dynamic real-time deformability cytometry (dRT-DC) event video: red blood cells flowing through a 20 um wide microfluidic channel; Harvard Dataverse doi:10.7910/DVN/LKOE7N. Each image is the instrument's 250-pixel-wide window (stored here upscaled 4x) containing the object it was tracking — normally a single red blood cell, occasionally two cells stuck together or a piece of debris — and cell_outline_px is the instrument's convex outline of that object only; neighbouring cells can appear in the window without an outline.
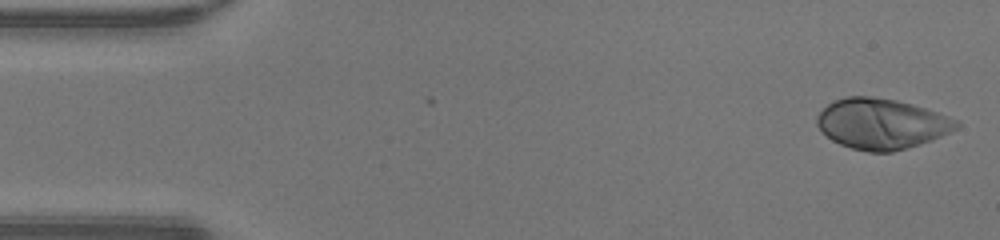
{"species": "human", "species_latin": "Homo sapiens", "temperature_condition": "warm", "stored_images_in_passage": 46, "camera_frame_rate_fps": 3000, "um_per_image_px": 0.085, "donor": {"sex": "male"}, "frame": {"image": 1, "passage_image": 1, "time_ms": 0.0, "image_size_px": [1000, 240], "cell_outline_px": [[960, 124], [956, 128], [932, 140], [892, 152], [868, 152], [852, 148], [840, 144], [832, 140], [816, 124], [816, 116], [828, 104], [836, 100], [848, 96], [876, 96], [896, 100], [912, 104], [960, 120]], "centroid_in_image_um": [74.92, 10.51], "position_along_channel_um": 10.1, "area_um2": 40.75}}
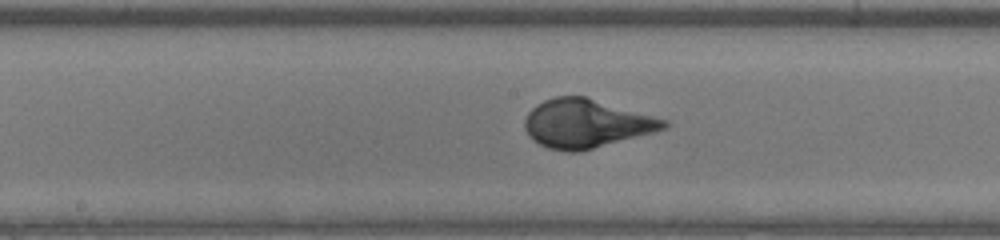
{"frame": {"image": 2, "passage_image": 23, "time_ms": 7.333, "image_size_px": [1000, 240], "cell_outline_px": [[668, 124], [664, 128], [652, 132], [580, 152], [568, 152], [548, 148], [532, 140], [528, 136], [524, 128], [524, 120], [528, 112], [536, 104], [544, 100], [556, 96], [584, 96], [668, 120]], "centroid_in_image_um": [49.76, 10.5], "position_along_channel_um": 198.4, "area_um2": 39.13}}
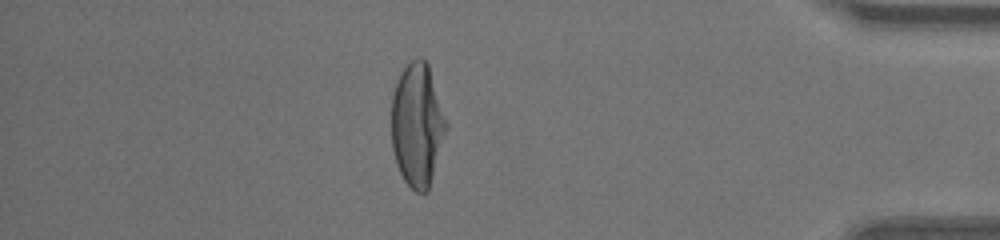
{"frame": {"image": 3, "passage_image": 40, "time_ms": 13.0, "image_size_px": [1000, 240], "cell_outline_px": [[448, 128], [428, 192], [416, 192], [404, 180], [400, 172], [392, 148], [392, 92], [396, 80], [400, 72], [416, 56], [420, 56], [428, 64], [448, 124]], "centroid_in_image_um": [35.48, 10.6], "position_along_channel_um": 399.7, "area_um2": 39.48}, "authors_computed_cell_mechanics": {"area_um2": 39.1595, "velocity_mm_per_s": 4.3298, "shape_relaxation_time_tau1_ms": 3.6236, "shape_relaxation_time_tau2_ms": null, "deformation_change_tau1": 0.246, "deformation_change_tau2": null}}